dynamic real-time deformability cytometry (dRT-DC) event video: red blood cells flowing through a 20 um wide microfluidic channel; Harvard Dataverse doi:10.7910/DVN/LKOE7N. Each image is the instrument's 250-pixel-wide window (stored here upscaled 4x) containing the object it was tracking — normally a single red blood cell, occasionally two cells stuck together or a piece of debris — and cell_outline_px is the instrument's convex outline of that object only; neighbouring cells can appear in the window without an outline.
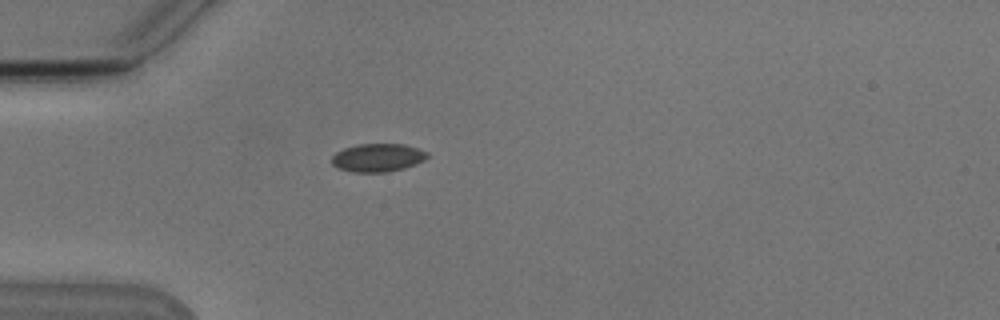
{"species": "Egyptian fruit bat (a non-hibernating species)", "species_latin": "Rousettus aegyptiacus", "temperature_condition": "cold", "stored_images_in_passage": 1, "camera_frame_rate_fps": 3000, "um_per_image_px": 0.085, "animal": {"sex": "male"}, "frame": {"image": 1, "passage_image": 1, "time_ms": 0.0, "image_size_px": [1000, 320], "cell_outline_px": [[428, 156], [424, 160], [416, 164], [404, 168], [388, 172], [352, 172], [336, 168], [332, 164], [332, 156], [336, 152], [344, 148], [360, 144], [404, 144], [428, 152]], "centroid_in_image_um": [32.09, 13.41], "position_along_channel_um": 52.9, "area_um2": 15.72}}